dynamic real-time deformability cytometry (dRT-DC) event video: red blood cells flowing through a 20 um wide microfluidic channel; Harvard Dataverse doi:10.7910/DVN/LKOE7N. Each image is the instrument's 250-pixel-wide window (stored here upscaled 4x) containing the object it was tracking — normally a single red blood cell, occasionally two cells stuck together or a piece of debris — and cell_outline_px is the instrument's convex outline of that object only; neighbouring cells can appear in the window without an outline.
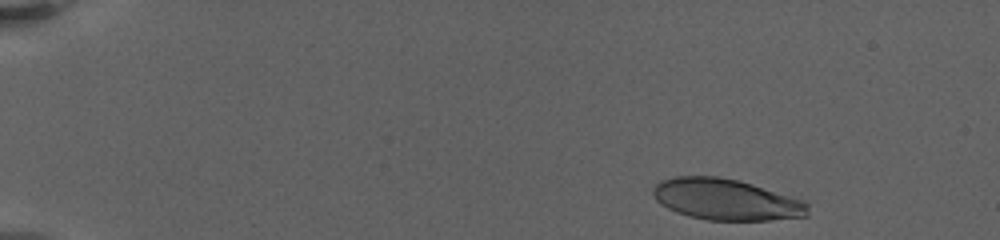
{"species": "human", "species_latin": "Homo sapiens", "temperature_condition": "warm", "stored_images_in_passage": 46, "camera_frame_rate_fps": 3000, "um_per_image_px": 0.085, "donor": {"sex": "female"}, "frame": {"image": 1, "passage_image": 3, "time_ms": 0.667, "image_size_px": [1000, 240], "cell_outline_px": [[808, 216], [772, 220], [708, 220], [688, 216], [676, 212], [660, 204], [656, 200], [652, 192], [652, 188], [656, 184], [664, 180], [676, 176], [716, 176], [740, 180], [804, 200], [808, 204]], "centroid_in_image_um": [61.72, 16.96], "position_along_channel_um": 23.3, "area_um2": 37.28}}
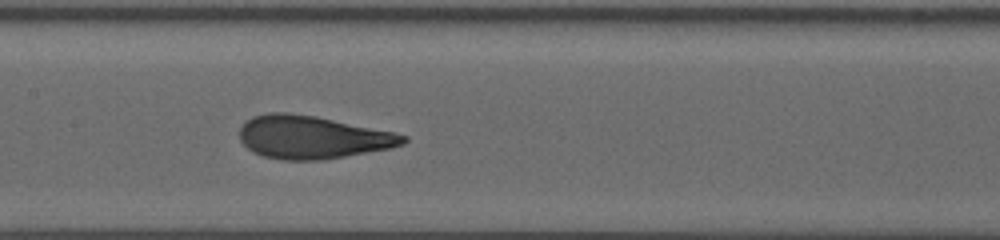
{"frame": {"image": 2, "passage_image": 21, "time_ms": 9.333, "image_size_px": [1000, 240], "cell_outline_px": [[408, 140], [404, 144], [392, 148], [320, 160], [284, 160], [264, 156], [252, 152], [240, 140], [240, 128], [252, 116], [268, 112], [288, 112], [316, 116], [396, 132], [408, 136]], "centroid_in_image_um": [26.57, 11.65], "position_along_channel_um": 180.8, "area_um2": 41.04}}
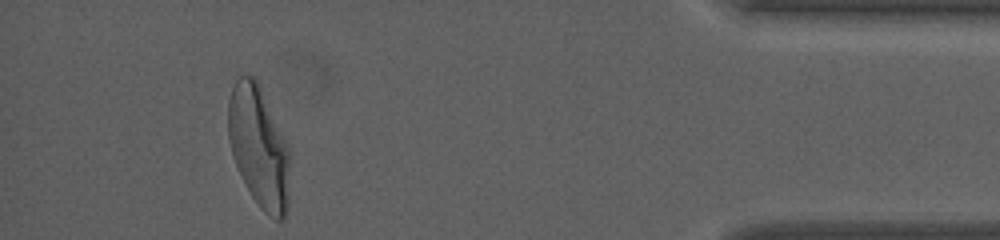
{"frame": {"image": 3, "passage_image": 40, "time_ms": 18.0, "image_size_px": [1000, 240], "cell_outline_px": [[288, 208], [284, 216], [280, 220], [276, 220], [264, 212], [260, 208], [252, 196], [236, 164], [228, 140], [228, 100], [232, 88], [236, 80], [240, 76], [252, 76], [256, 80], [288, 144]], "centroid_in_image_um": [21.99, 12.49], "position_along_channel_um": 413.2, "area_um2": 42.71}, "authors_computed_cell_mechanics": {"area_um2": 40.6334, "velocity_mm_per_s": 3.2397, "shape_relaxation_time_tau1_ms": 5.1998, "shape_relaxation_time_tau2_ms": 0.8407, "deformation_change_tau1": 0.212, "deformation_change_tau2": 0.0817}}